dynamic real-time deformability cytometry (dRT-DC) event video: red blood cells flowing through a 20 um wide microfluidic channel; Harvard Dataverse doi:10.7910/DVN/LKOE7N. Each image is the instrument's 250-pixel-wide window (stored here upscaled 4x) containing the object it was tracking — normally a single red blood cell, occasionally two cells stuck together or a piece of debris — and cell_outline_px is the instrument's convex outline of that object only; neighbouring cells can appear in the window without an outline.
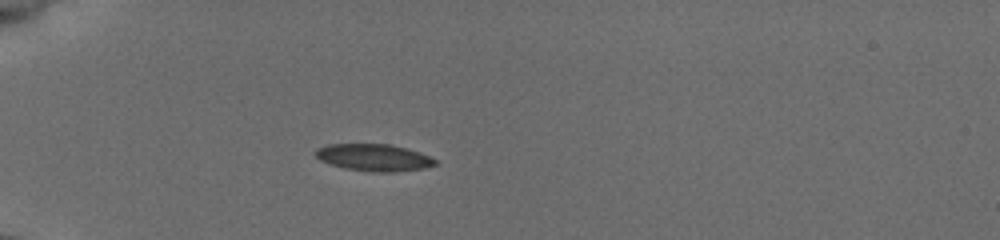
{"species": "common noctule bat (a hibernating species)", "species_latin": "Nyctalus noctula", "temperature_condition": "cold", "stored_images_in_passage": 37, "camera_frame_rate_fps": 3000, "um_per_image_px": 0.085, "animal": {"sex": "female", "body_mass_g": 19.5, "forearm_length_mm": 54.1}, "frame": {"image": 1, "passage_image": 1, "time_ms": 0.0, "image_size_px": [1000, 240], "cell_outline_px": [[436, 164], [424, 168], [392, 172], [372, 172], [344, 168], [320, 160], [316, 156], [316, 148], [328, 144], [388, 144], [420, 152], [436, 160]], "centroid_in_image_um": [31.76, 13.39], "position_along_channel_um": 53.2, "area_um2": 18.61}}
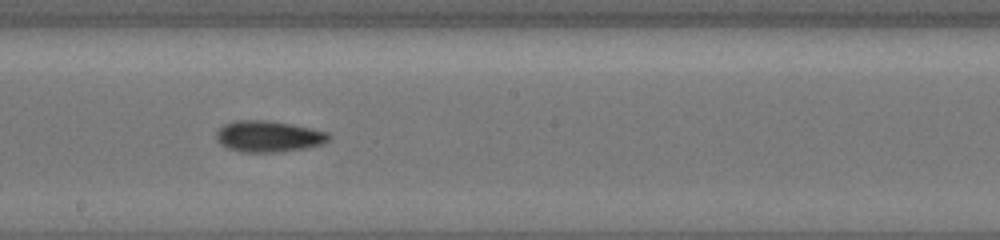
{"frame": {"image": 2, "passage_image": 16, "time_ms": 5.0, "image_size_px": [1000, 240], "cell_outline_px": [[328, 140], [324, 144], [308, 148], [280, 152], [240, 152], [228, 148], [220, 144], [216, 140], [216, 132], [224, 124], [236, 120], [264, 120], [292, 124], [312, 128], [328, 132]], "centroid_in_image_um": [22.82, 11.6], "position_along_channel_um": 225.4, "area_um2": 20.63}}
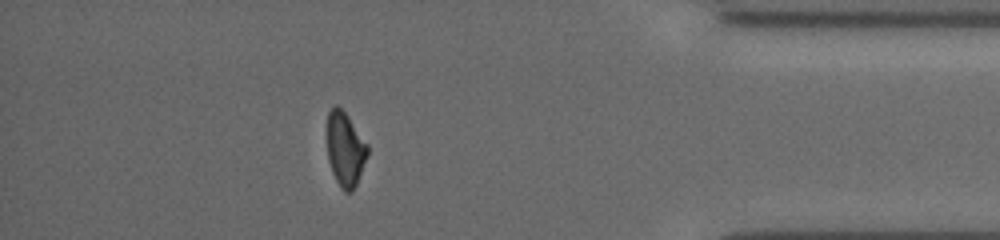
{"frame": {"image": 3, "passage_image": 32, "time_ms": 10.333, "image_size_px": [1000, 240], "cell_outline_px": [[368, 156], [356, 184], [352, 192], [344, 192], [340, 188], [332, 172], [328, 160], [324, 132], [328, 112], [336, 104], [348, 116], [368, 144]], "centroid_in_image_um": [29.3, 12.66], "position_along_channel_um": 405.9, "area_um2": 18.09}, "authors_computed_cell_mechanics": {"area_um2": 19.1896, "velocity_mm_per_s": 3.9387, "shape_relaxation_time_tau1_ms": 5.2898, "shape_relaxation_time_tau2_ms": 8.0654, "deformation_change_tau1": 0.1136, "deformation_change_tau2": 0.127}}